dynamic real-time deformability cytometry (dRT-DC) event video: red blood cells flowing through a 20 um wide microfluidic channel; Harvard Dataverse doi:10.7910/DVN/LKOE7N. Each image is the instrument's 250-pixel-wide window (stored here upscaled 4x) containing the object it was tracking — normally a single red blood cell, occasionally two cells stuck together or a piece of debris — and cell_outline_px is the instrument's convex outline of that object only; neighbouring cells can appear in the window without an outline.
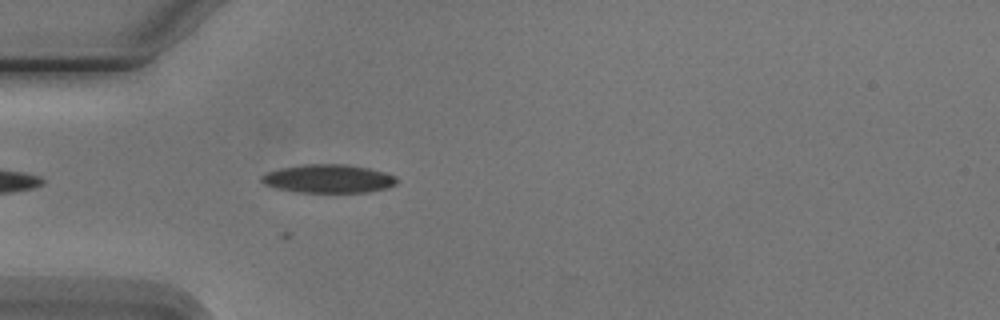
{"species": "Egyptian fruit bat (a non-hibernating species)", "species_latin": "Rousettus aegyptiacus", "temperature_condition": "cold", "stored_images_in_passage": 6, "segment_of_instrument_passage": [1, 2], "camera_frame_rate_fps": 3000, "um_per_image_px": 0.085, "animal": {"sex": "male"}, "frame": {"image": 1, "passage_image": 5, "time_ms": 4.667, "image_size_px": [1000, 320], "cell_outline_px": [[396, 184], [388, 188], [368, 192], [296, 192], [276, 188], [264, 184], [260, 180], [260, 176], [268, 172], [280, 168], [304, 164], [344, 164], [368, 168], [384, 172], [396, 176]], "centroid_in_image_um": [27.9, 15.19], "position_along_channel_um": 57.1, "area_um2": 22.43}}